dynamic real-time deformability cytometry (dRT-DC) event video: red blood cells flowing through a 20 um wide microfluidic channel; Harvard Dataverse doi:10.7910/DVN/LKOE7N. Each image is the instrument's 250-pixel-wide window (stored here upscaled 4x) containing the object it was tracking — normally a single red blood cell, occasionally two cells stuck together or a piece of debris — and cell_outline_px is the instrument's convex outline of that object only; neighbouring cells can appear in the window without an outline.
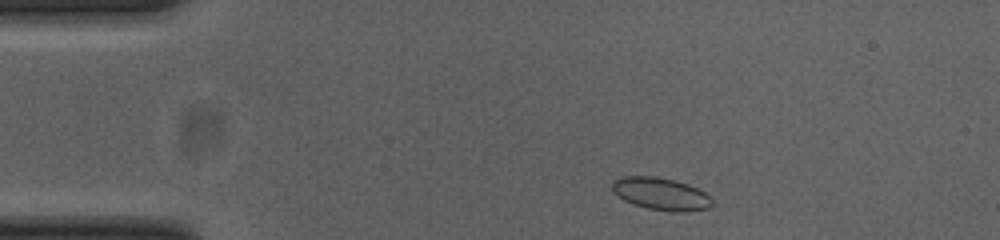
{"species": "common noctule bat (a hibernating species)", "species_latin": "Nyctalus noctula", "temperature_condition": "cold", "stored_images_in_passage": 9, "camera_frame_rate_fps": 3000, "um_per_image_px": 0.085, "animal": {"sex": "female", "body_mass_g": 23.0, "forearm_length_mm": 53.4}, "frame": {"image": 1, "passage_image": 2, "time_ms": 0.333, "image_size_px": [1000, 240], "cell_outline_px": [[712, 204], [708, 208], [684, 212], [676, 212], [648, 208], [632, 204], [624, 200], [612, 192], [612, 180], [620, 176], [656, 176], [688, 184], [712, 196]], "centroid_in_image_um": [56.15, 16.47], "position_along_channel_um": 28.9, "area_um2": 18.96}}